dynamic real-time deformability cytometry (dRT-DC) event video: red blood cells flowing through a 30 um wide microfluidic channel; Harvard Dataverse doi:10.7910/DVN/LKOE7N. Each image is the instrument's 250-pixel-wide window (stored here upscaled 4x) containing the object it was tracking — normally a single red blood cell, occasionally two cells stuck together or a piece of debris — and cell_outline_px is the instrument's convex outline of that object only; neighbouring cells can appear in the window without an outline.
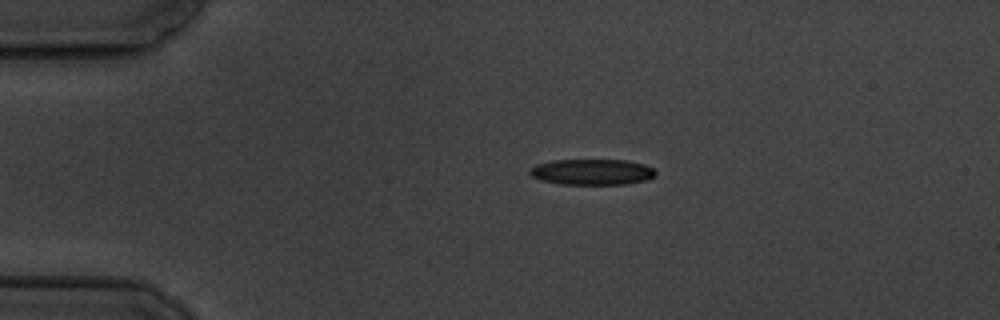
{"species": "common noctule bat (a hibernating species)", "species_latin": "Nyctalus noctula", "temperature_condition": "cold", "stored_images_in_passage": 8, "camera_frame_rate_fps": 3000, "um_per_image_px": 0.085, "animal": {"sex": "male", "body_mass_g": 19.5, "forearm_length_mm": 54.6}, "frame": {"image": 1, "passage_image": 3, "time_ms": 2.333, "image_size_px": [1000, 320], "cell_outline_px": [[656, 176], [648, 180], [624, 184], [560, 184], [540, 180], [532, 176], [528, 172], [536, 164], [552, 160], [624, 160], [644, 164], [652, 168], [656, 172]], "centroid_in_image_um": [50.33, 14.62], "position_along_channel_um": 34.7, "area_um2": 18.96}}
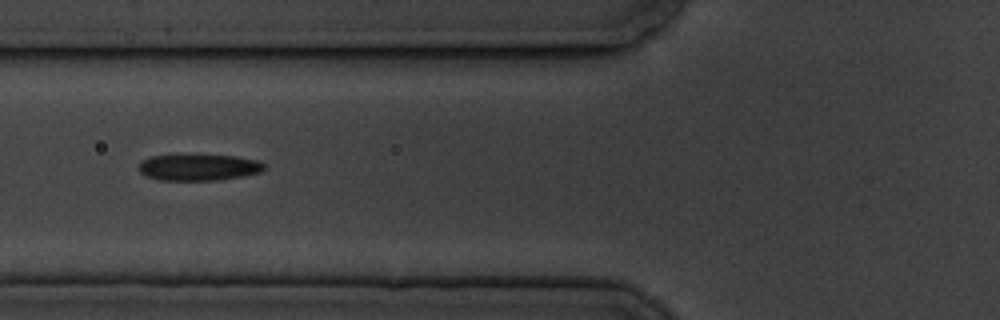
{"frame": {"image": 2, "passage_image": 6, "time_ms": 5.667, "image_size_px": [1000, 320], "cell_outline_px": [[264, 168], [260, 172], [244, 176], [216, 180], [160, 180], [148, 176], [140, 172], [140, 164], [144, 160], [152, 156], [236, 156], [256, 160], [264, 164]], "centroid_in_image_um": [16.92, 14.24], "position_along_channel_um": 108.9, "area_um2": 18.67}}
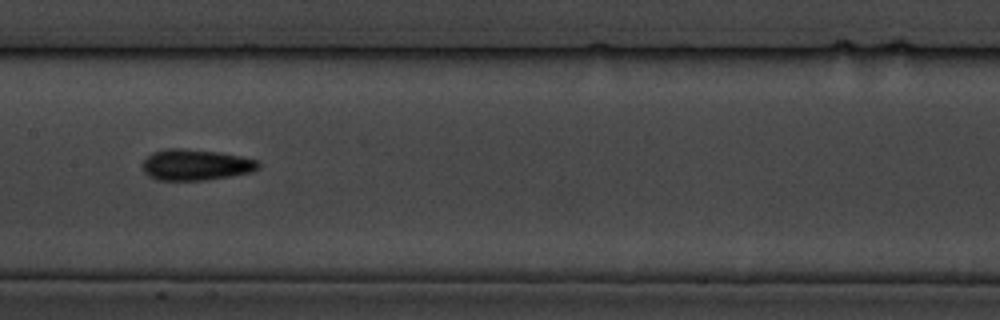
{"frame": {"image": 3, "passage_image": 8, "time_ms": 8.0, "image_size_px": [1000, 320], "cell_outline_px": [[260, 168], [252, 172], [232, 176], [204, 180], [156, 180], [148, 176], [144, 172], [144, 160], [152, 152], [168, 148], [184, 148], [220, 152], [260, 160]], "centroid_in_image_um": [16.68, 14.0], "position_along_channel_um": 190.7, "area_um2": 21.15}}